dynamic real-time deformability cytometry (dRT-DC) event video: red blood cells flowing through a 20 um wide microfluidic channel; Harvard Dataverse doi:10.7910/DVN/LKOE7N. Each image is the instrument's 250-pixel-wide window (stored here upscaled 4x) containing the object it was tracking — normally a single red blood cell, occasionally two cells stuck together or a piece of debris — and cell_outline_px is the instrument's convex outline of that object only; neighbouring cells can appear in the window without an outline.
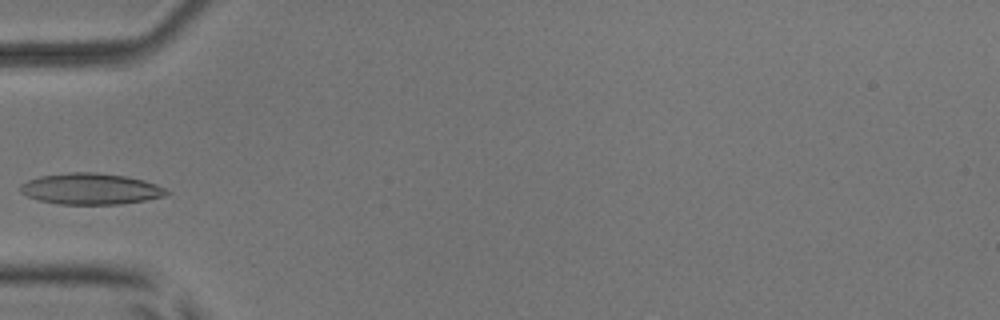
{"species": "common noctule bat (a hibernating species)", "species_latin": "Nyctalus noctula", "temperature_condition": "room temperature", "stored_images_in_passage": 5, "camera_frame_rate_fps": 3000, "um_per_image_px": 0.085, "animal": {"sex": "male", "body_mass_g": 17.9, "forearm_length_mm": 54.2}, "frame": {"image": 1, "passage_image": 4, "time_ms": 3.667, "image_size_px": [1000, 320], "cell_outline_px": [[172, 192], [164, 196], [144, 200], [120, 204], [60, 204], [40, 200], [28, 196], [20, 192], [20, 184], [28, 180], [40, 176], [68, 172], [96, 172], [124, 176], [144, 180], [156, 184]], "centroid_in_image_um": [7.71, 16.04], "position_along_channel_um": 77.3, "area_um2": 26.47}}
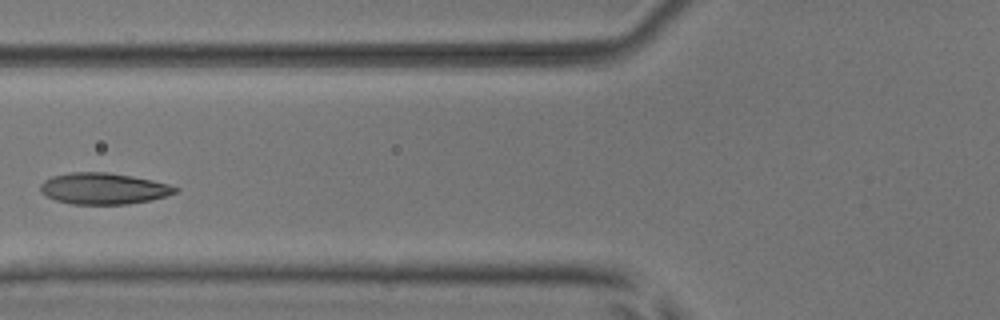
{"frame": {"image": 2, "passage_image": 5, "time_ms": 4.667, "image_size_px": [1000, 320], "cell_outline_px": [[180, 188], [176, 192], [152, 200], [128, 204], [72, 204], [56, 200], [40, 192], [40, 184], [44, 180], [52, 176], [72, 172], [108, 172], [132, 176], [152, 180], [168, 184]], "centroid_in_image_um": [8.79, 16.02], "position_along_channel_um": 117.0, "area_um2": 24.57}}